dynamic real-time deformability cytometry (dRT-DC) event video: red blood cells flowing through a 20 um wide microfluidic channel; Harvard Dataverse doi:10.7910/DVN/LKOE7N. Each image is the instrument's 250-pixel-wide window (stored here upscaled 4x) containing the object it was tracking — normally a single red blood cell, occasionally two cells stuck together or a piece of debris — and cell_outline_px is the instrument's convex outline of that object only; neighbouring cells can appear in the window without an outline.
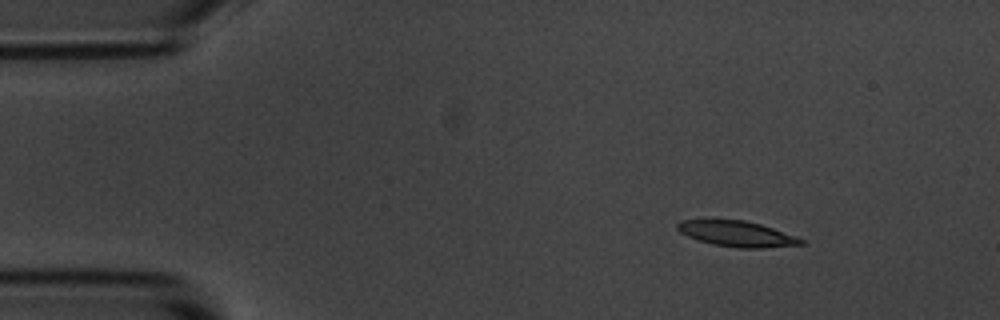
{"species": "common noctule bat (a hibernating species)", "species_latin": "Nyctalus noctula", "temperature_condition": "room temperature", "stored_images_in_passage": 3, "camera_frame_rate_fps": 3000, "um_per_image_px": 0.085, "animal": {"sex": "male", "body_mass_g": 20.1, "forearm_length_mm": 53.5}, "frame": {"image": 1, "passage_image": 1, "time_ms": 0.0, "image_size_px": [1000, 320], "cell_outline_px": [[804, 244], [764, 248], [740, 248], [712, 244], [688, 236], [680, 232], [676, 228], [676, 224], [680, 220], [704, 216], [712, 216], [744, 220], [760, 224], [796, 236], [804, 240]], "centroid_in_image_um": [62.52, 19.8], "position_along_channel_um": 22.5, "area_um2": 19.31}}